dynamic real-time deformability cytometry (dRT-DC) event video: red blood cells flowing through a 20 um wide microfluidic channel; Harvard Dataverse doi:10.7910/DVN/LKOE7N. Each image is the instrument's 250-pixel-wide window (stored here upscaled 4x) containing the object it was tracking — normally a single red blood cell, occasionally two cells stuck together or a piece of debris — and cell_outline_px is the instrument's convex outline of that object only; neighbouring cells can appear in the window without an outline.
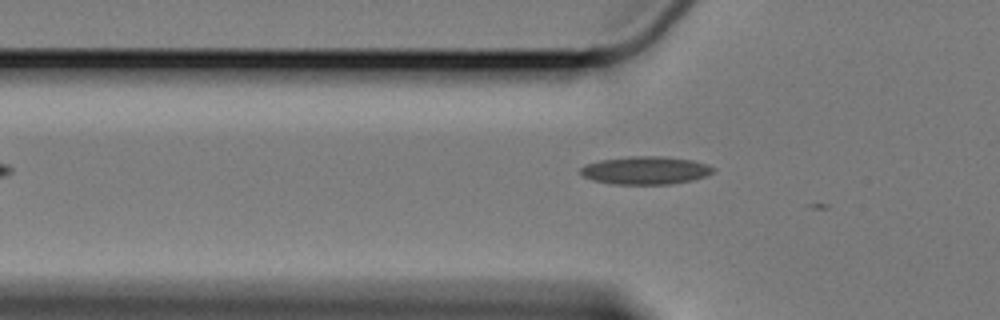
{"species": "Egyptian fruit bat (a non-hibernating species)", "species_latin": "Rousettus aegyptiacus", "temperature_condition": "cold", "stored_images_in_passage": 17, "camera_frame_rate_fps": 3000, "um_per_image_px": 0.085, "animal": {"sex": "female"}, "frame": {"image": 1, "passage_image": 3, "time_ms": 0.667, "image_size_px": [1000, 320], "cell_outline_px": [[716, 168], [712, 172], [704, 176], [692, 180], [672, 184], [612, 184], [592, 180], [584, 176], [580, 172], [580, 168], [584, 164], [600, 160], [628, 156], [664, 156], [692, 160], [708, 164]], "centroid_in_image_um": [54.85, 14.47], "position_along_channel_um": 70.9, "area_um2": 21.73}}
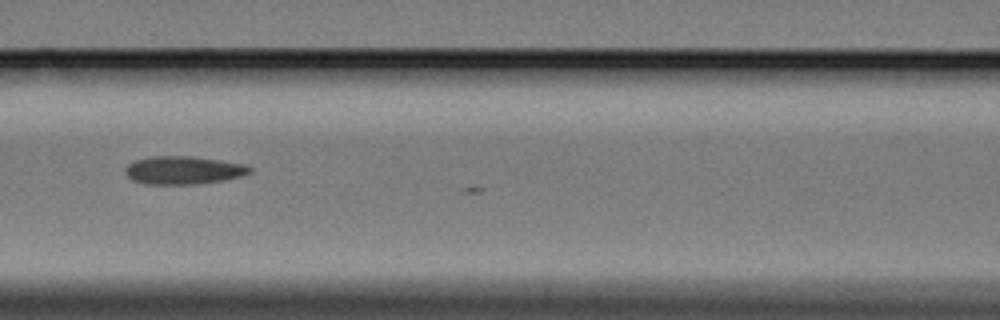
{"frame": {"image": 2, "passage_image": 10, "time_ms": 3.0, "image_size_px": [1000, 320], "cell_outline_px": [[252, 172], [240, 176], [224, 180], [196, 184], [144, 184], [132, 180], [124, 172], [124, 168], [128, 164], [136, 160], [152, 156], [192, 156], [220, 160], [244, 164], [252, 168]], "centroid_in_image_um": [15.57, 14.47], "position_along_channel_um": 151.0, "area_um2": 20.4}}
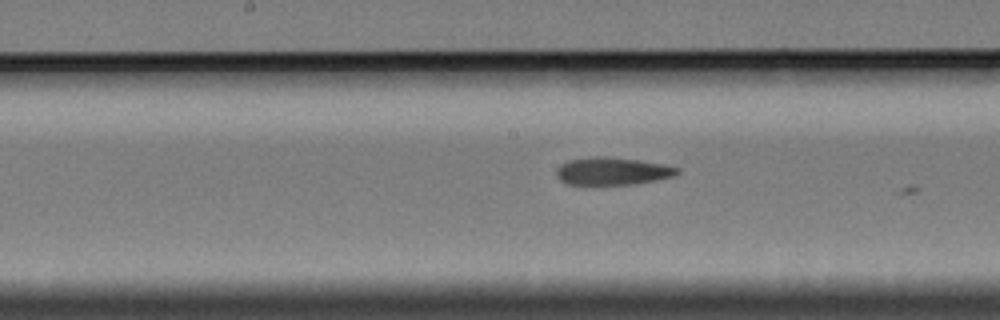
{"frame": {"image": 3, "passage_image": 14, "time_ms": 4.333, "image_size_px": [1000, 320], "cell_outline_px": [[680, 172], [672, 176], [656, 180], [636, 184], [568, 184], [560, 180], [556, 176], [556, 168], [560, 164], [568, 160], [592, 156], [604, 156], [640, 160], [664, 164], [680, 168]], "centroid_in_image_um": [52.04, 14.53], "position_along_channel_um": 196.2, "area_um2": 19.54}}